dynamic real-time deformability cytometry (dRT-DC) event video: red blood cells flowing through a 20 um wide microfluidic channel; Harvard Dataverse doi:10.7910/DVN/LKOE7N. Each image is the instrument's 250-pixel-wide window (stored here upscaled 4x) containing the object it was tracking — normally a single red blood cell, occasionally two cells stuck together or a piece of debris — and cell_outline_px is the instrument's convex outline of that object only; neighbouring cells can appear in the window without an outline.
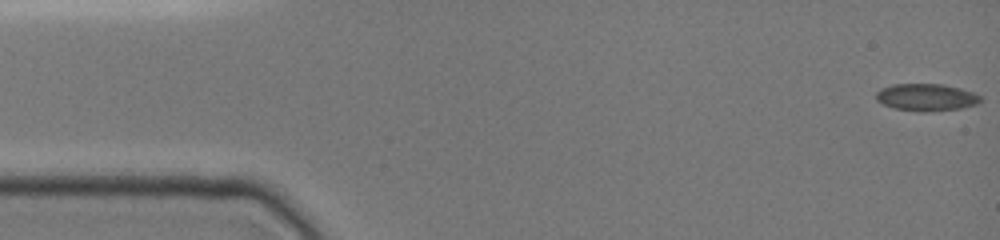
{"species": "common noctule bat (a hibernating species)", "species_latin": "Nyctalus noctula", "temperature_condition": "cold", "stored_images_in_passage": 30, "camera_frame_rate_fps": 3000, "um_per_image_px": 0.085, "animal": {"sex": "female", "body_mass_g": 19.0, "forearm_length_mm": 51.5}, "frame": {"image": 1, "passage_image": 1, "time_ms": 0.0, "image_size_px": [1000, 240], "cell_outline_px": [[980, 100], [976, 104], [960, 108], [924, 112], [920, 112], [896, 108], [884, 104], [876, 100], [876, 92], [880, 88], [892, 84], [944, 84], [960, 88], [972, 92], [980, 96]], "centroid_in_image_um": [78.7, 8.26], "position_along_channel_um": 6.3, "area_um2": 16.42}}
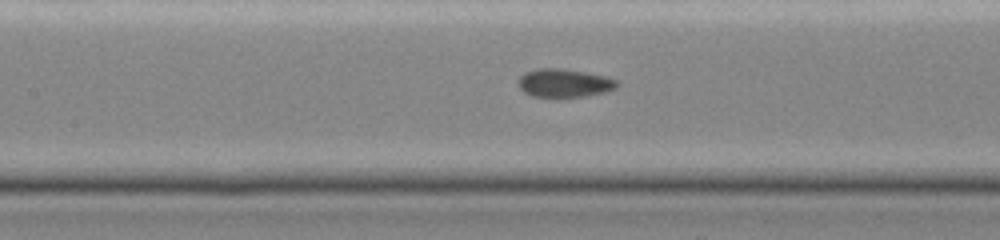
{"frame": {"image": 2, "passage_image": 18, "time_ms": 7.0, "image_size_px": [1000, 240], "cell_outline_px": [[620, 84], [616, 88], [604, 92], [584, 96], [532, 96], [524, 92], [516, 84], [516, 80], [524, 72], [536, 68], [564, 68], [604, 76], [620, 80]], "centroid_in_image_um": [47.94, 7.03], "position_along_channel_um": 159.5, "area_um2": 16.42}}
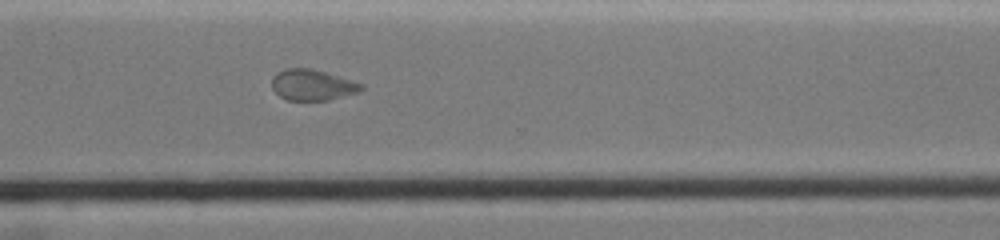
{"frame": {"image": 3, "passage_image": 30, "time_ms": 11.667, "image_size_px": [1000, 240], "cell_outline_px": [[364, 88], [360, 92], [328, 100], [288, 100], [280, 96], [272, 88], [272, 76], [276, 72], [284, 68], [312, 68], [364, 84]], "centroid_in_image_um": [26.55, 7.21], "position_along_channel_um": 344.1, "area_um2": 16.18}}